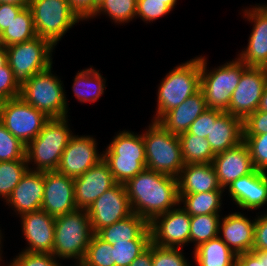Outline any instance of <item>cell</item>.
<instances>
[{"mask_svg":"<svg viewBox=\"0 0 267 266\" xmlns=\"http://www.w3.org/2000/svg\"><path fill=\"white\" fill-rule=\"evenodd\" d=\"M124 186L133 213L148 223L179 205L176 177L145 169Z\"/></svg>","mask_w":267,"mask_h":266,"instance_id":"obj_1","label":"cell"},{"mask_svg":"<svg viewBox=\"0 0 267 266\" xmlns=\"http://www.w3.org/2000/svg\"><path fill=\"white\" fill-rule=\"evenodd\" d=\"M68 116L50 118L36 138L26 145L25 157L30 170L56 171L61 155L73 133L68 126Z\"/></svg>","mask_w":267,"mask_h":266,"instance_id":"obj_2","label":"cell"},{"mask_svg":"<svg viewBox=\"0 0 267 266\" xmlns=\"http://www.w3.org/2000/svg\"><path fill=\"white\" fill-rule=\"evenodd\" d=\"M93 234L87 210L76 209L55 217L52 254L59 259L75 260L74 266H78L85 257Z\"/></svg>","mask_w":267,"mask_h":266,"instance_id":"obj_3","label":"cell"},{"mask_svg":"<svg viewBox=\"0 0 267 266\" xmlns=\"http://www.w3.org/2000/svg\"><path fill=\"white\" fill-rule=\"evenodd\" d=\"M103 160L108 164L116 183L125 184L146 169L143 133L130 130L117 133L106 150Z\"/></svg>","mask_w":267,"mask_h":266,"instance_id":"obj_4","label":"cell"},{"mask_svg":"<svg viewBox=\"0 0 267 266\" xmlns=\"http://www.w3.org/2000/svg\"><path fill=\"white\" fill-rule=\"evenodd\" d=\"M200 81V56L170 70L159 84L156 115L152 121L158 122L168 111L198 92Z\"/></svg>","mask_w":267,"mask_h":266,"instance_id":"obj_5","label":"cell"},{"mask_svg":"<svg viewBox=\"0 0 267 266\" xmlns=\"http://www.w3.org/2000/svg\"><path fill=\"white\" fill-rule=\"evenodd\" d=\"M146 169L178 177L184 162L178 135L167 131L160 123L152 121L143 132Z\"/></svg>","mask_w":267,"mask_h":266,"instance_id":"obj_6","label":"cell"},{"mask_svg":"<svg viewBox=\"0 0 267 266\" xmlns=\"http://www.w3.org/2000/svg\"><path fill=\"white\" fill-rule=\"evenodd\" d=\"M207 59L200 56L201 81L200 90L204 95L208 109L228 112L232 93L247 67L237 57L223 65L207 69Z\"/></svg>","mask_w":267,"mask_h":266,"instance_id":"obj_7","label":"cell"},{"mask_svg":"<svg viewBox=\"0 0 267 266\" xmlns=\"http://www.w3.org/2000/svg\"><path fill=\"white\" fill-rule=\"evenodd\" d=\"M47 70L33 75L21 86L20 97L49 118L68 116V102L61 78Z\"/></svg>","mask_w":267,"mask_h":266,"instance_id":"obj_8","label":"cell"},{"mask_svg":"<svg viewBox=\"0 0 267 266\" xmlns=\"http://www.w3.org/2000/svg\"><path fill=\"white\" fill-rule=\"evenodd\" d=\"M29 8L37 36L54 47L73 25L82 21L68 0H30Z\"/></svg>","mask_w":267,"mask_h":266,"instance_id":"obj_9","label":"cell"},{"mask_svg":"<svg viewBox=\"0 0 267 266\" xmlns=\"http://www.w3.org/2000/svg\"><path fill=\"white\" fill-rule=\"evenodd\" d=\"M54 46L39 36L6 47L7 61L17 83L22 86L33 75L47 70L52 66Z\"/></svg>","mask_w":267,"mask_h":266,"instance_id":"obj_10","label":"cell"},{"mask_svg":"<svg viewBox=\"0 0 267 266\" xmlns=\"http://www.w3.org/2000/svg\"><path fill=\"white\" fill-rule=\"evenodd\" d=\"M49 119L20 96L0 102V122L25 146L38 136Z\"/></svg>","mask_w":267,"mask_h":266,"instance_id":"obj_11","label":"cell"},{"mask_svg":"<svg viewBox=\"0 0 267 266\" xmlns=\"http://www.w3.org/2000/svg\"><path fill=\"white\" fill-rule=\"evenodd\" d=\"M267 85L265 67L247 66L232 93L228 113L244 120L258 110L263 90Z\"/></svg>","mask_w":267,"mask_h":266,"instance_id":"obj_12","label":"cell"},{"mask_svg":"<svg viewBox=\"0 0 267 266\" xmlns=\"http://www.w3.org/2000/svg\"><path fill=\"white\" fill-rule=\"evenodd\" d=\"M179 205L156 216L149 223L151 241L154 245L165 248H182L190 243V215L181 204Z\"/></svg>","mask_w":267,"mask_h":266,"instance_id":"obj_13","label":"cell"},{"mask_svg":"<svg viewBox=\"0 0 267 266\" xmlns=\"http://www.w3.org/2000/svg\"><path fill=\"white\" fill-rule=\"evenodd\" d=\"M93 233L130 216L133 211L124 184L116 183L87 209Z\"/></svg>","mask_w":267,"mask_h":266,"instance_id":"obj_14","label":"cell"},{"mask_svg":"<svg viewBox=\"0 0 267 266\" xmlns=\"http://www.w3.org/2000/svg\"><path fill=\"white\" fill-rule=\"evenodd\" d=\"M103 159V153L98 152L96 139L87 135H73L64 149L57 172L76 178L83 175L91 167Z\"/></svg>","mask_w":267,"mask_h":266,"instance_id":"obj_15","label":"cell"},{"mask_svg":"<svg viewBox=\"0 0 267 266\" xmlns=\"http://www.w3.org/2000/svg\"><path fill=\"white\" fill-rule=\"evenodd\" d=\"M41 209L53 217L76 210L74 178L57 171L44 172V195Z\"/></svg>","mask_w":267,"mask_h":266,"instance_id":"obj_16","label":"cell"},{"mask_svg":"<svg viewBox=\"0 0 267 266\" xmlns=\"http://www.w3.org/2000/svg\"><path fill=\"white\" fill-rule=\"evenodd\" d=\"M244 17L253 24L248 45L238 55L246 66L267 67V10L260 5L245 8Z\"/></svg>","mask_w":267,"mask_h":266,"instance_id":"obj_17","label":"cell"},{"mask_svg":"<svg viewBox=\"0 0 267 266\" xmlns=\"http://www.w3.org/2000/svg\"><path fill=\"white\" fill-rule=\"evenodd\" d=\"M23 236L30 253H51L55 235V217L40 209L20 216Z\"/></svg>","mask_w":267,"mask_h":266,"instance_id":"obj_18","label":"cell"},{"mask_svg":"<svg viewBox=\"0 0 267 266\" xmlns=\"http://www.w3.org/2000/svg\"><path fill=\"white\" fill-rule=\"evenodd\" d=\"M115 184L108 164L102 159L83 175L74 178L77 209L87 210L97 198Z\"/></svg>","mask_w":267,"mask_h":266,"instance_id":"obj_19","label":"cell"},{"mask_svg":"<svg viewBox=\"0 0 267 266\" xmlns=\"http://www.w3.org/2000/svg\"><path fill=\"white\" fill-rule=\"evenodd\" d=\"M211 164L223 189H226L236 179L255 170L249 148L244 141L231 149L216 154Z\"/></svg>","mask_w":267,"mask_h":266,"instance_id":"obj_20","label":"cell"},{"mask_svg":"<svg viewBox=\"0 0 267 266\" xmlns=\"http://www.w3.org/2000/svg\"><path fill=\"white\" fill-rule=\"evenodd\" d=\"M225 190L237 207L257 210L267 204V172L255 169L233 181Z\"/></svg>","mask_w":267,"mask_h":266,"instance_id":"obj_21","label":"cell"},{"mask_svg":"<svg viewBox=\"0 0 267 266\" xmlns=\"http://www.w3.org/2000/svg\"><path fill=\"white\" fill-rule=\"evenodd\" d=\"M44 195V172L28 169L4 202L12 208L19 217L41 209Z\"/></svg>","mask_w":267,"mask_h":266,"instance_id":"obj_22","label":"cell"},{"mask_svg":"<svg viewBox=\"0 0 267 266\" xmlns=\"http://www.w3.org/2000/svg\"><path fill=\"white\" fill-rule=\"evenodd\" d=\"M221 219L218 236L223 242L236 255L252 251L255 219L250 220L241 212L229 213Z\"/></svg>","mask_w":267,"mask_h":266,"instance_id":"obj_23","label":"cell"},{"mask_svg":"<svg viewBox=\"0 0 267 266\" xmlns=\"http://www.w3.org/2000/svg\"><path fill=\"white\" fill-rule=\"evenodd\" d=\"M178 180V194H195L223 189L211 163L185 164Z\"/></svg>","mask_w":267,"mask_h":266,"instance_id":"obj_24","label":"cell"},{"mask_svg":"<svg viewBox=\"0 0 267 266\" xmlns=\"http://www.w3.org/2000/svg\"><path fill=\"white\" fill-rule=\"evenodd\" d=\"M207 109L204 95L199 90L179 106L168 111L158 123L170 133L179 136L187 132L190 125Z\"/></svg>","mask_w":267,"mask_h":266,"instance_id":"obj_25","label":"cell"},{"mask_svg":"<svg viewBox=\"0 0 267 266\" xmlns=\"http://www.w3.org/2000/svg\"><path fill=\"white\" fill-rule=\"evenodd\" d=\"M215 154L239 145L243 139V120L223 112L216 121H211L210 135L206 137Z\"/></svg>","mask_w":267,"mask_h":266,"instance_id":"obj_26","label":"cell"},{"mask_svg":"<svg viewBox=\"0 0 267 266\" xmlns=\"http://www.w3.org/2000/svg\"><path fill=\"white\" fill-rule=\"evenodd\" d=\"M95 234L111 245L128 240H151L149 223L135 213L98 230Z\"/></svg>","mask_w":267,"mask_h":266,"instance_id":"obj_27","label":"cell"},{"mask_svg":"<svg viewBox=\"0 0 267 266\" xmlns=\"http://www.w3.org/2000/svg\"><path fill=\"white\" fill-rule=\"evenodd\" d=\"M198 266H236L237 255L217 236L193 249Z\"/></svg>","mask_w":267,"mask_h":266,"instance_id":"obj_28","label":"cell"},{"mask_svg":"<svg viewBox=\"0 0 267 266\" xmlns=\"http://www.w3.org/2000/svg\"><path fill=\"white\" fill-rule=\"evenodd\" d=\"M106 79L93 67L78 71L72 86L74 96L83 103L96 102L106 88Z\"/></svg>","mask_w":267,"mask_h":266,"instance_id":"obj_29","label":"cell"},{"mask_svg":"<svg viewBox=\"0 0 267 266\" xmlns=\"http://www.w3.org/2000/svg\"><path fill=\"white\" fill-rule=\"evenodd\" d=\"M225 190H216L195 194H178L179 204L190 216L201 214H220L222 195Z\"/></svg>","mask_w":267,"mask_h":266,"instance_id":"obj_30","label":"cell"},{"mask_svg":"<svg viewBox=\"0 0 267 266\" xmlns=\"http://www.w3.org/2000/svg\"><path fill=\"white\" fill-rule=\"evenodd\" d=\"M36 36L31 10L25 7L12 20L9 27L0 34V44L8 47L31 40Z\"/></svg>","mask_w":267,"mask_h":266,"instance_id":"obj_31","label":"cell"},{"mask_svg":"<svg viewBox=\"0 0 267 266\" xmlns=\"http://www.w3.org/2000/svg\"><path fill=\"white\" fill-rule=\"evenodd\" d=\"M184 164L212 163L215 153L206 138L188 132L178 136Z\"/></svg>","mask_w":267,"mask_h":266,"instance_id":"obj_32","label":"cell"},{"mask_svg":"<svg viewBox=\"0 0 267 266\" xmlns=\"http://www.w3.org/2000/svg\"><path fill=\"white\" fill-rule=\"evenodd\" d=\"M221 217L219 214L190 216V243H195L194 249L218 236Z\"/></svg>","mask_w":267,"mask_h":266,"instance_id":"obj_33","label":"cell"},{"mask_svg":"<svg viewBox=\"0 0 267 266\" xmlns=\"http://www.w3.org/2000/svg\"><path fill=\"white\" fill-rule=\"evenodd\" d=\"M137 0H103L91 17L94 19L100 14L108 15L114 23H128L136 18Z\"/></svg>","mask_w":267,"mask_h":266,"instance_id":"obj_34","label":"cell"},{"mask_svg":"<svg viewBox=\"0 0 267 266\" xmlns=\"http://www.w3.org/2000/svg\"><path fill=\"white\" fill-rule=\"evenodd\" d=\"M28 169L26 160L0 162V198L8 199Z\"/></svg>","mask_w":267,"mask_h":266,"instance_id":"obj_35","label":"cell"},{"mask_svg":"<svg viewBox=\"0 0 267 266\" xmlns=\"http://www.w3.org/2000/svg\"><path fill=\"white\" fill-rule=\"evenodd\" d=\"M78 266H115L112 245L94 233L85 257Z\"/></svg>","mask_w":267,"mask_h":266,"instance_id":"obj_36","label":"cell"},{"mask_svg":"<svg viewBox=\"0 0 267 266\" xmlns=\"http://www.w3.org/2000/svg\"><path fill=\"white\" fill-rule=\"evenodd\" d=\"M152 243L151 240H128L115 242L114 250L115 266H129Z\"/></svg>","mask_w":267,"mask_h":266,"instance_id":"obj_37","label":"cell"},{"mask_svg":"<svg viewBox=\"0 0 267 266\" xmlns=\"http://www.w3.org/2000/svg\"><path fill=\"white\" fill-rule=\"evenodd\" d=\"M26 146L0 122V162L26 160Z\"/></svg>","mask_w":267,"mask_h":266,"instance_id":"obj_38","label":"cell"},{"mask_svg":"<svg viewBox=\"0 0 267 266\" xmlns=\"http://www.w3.org/2000/svg\"><path fill=\"white\" fill-rule=\"evenodd\" d=\"M243 139L249 148L254 168L267 172V133L243 135Z\"/></svg>","mask_w":267,"mask_h":266,"instance_id":"obj_39","label":"cell"},{"mask_svg":"<svg viewBox=\"0 0 267 266\" xmlns=\"http://www.w3.org/2000/svg\"><path fill=\"white\" fill-rule=\"evenodd\" d=\"M182 248L159 247L152 243V266H190Z\"/></svg>","mask_w":267,"mask_h":266,"instance_id":"obj_40","label":"cell"},{"mask_svg":"<svg viewBox=\"0 0 267 266\" xmlns=\"http://www.w3.org/2000/svg\"><path fill=\"white\" fill-rule=\"evenodd\" d=\"M170 11L167 0H137L136 18L140 17L144 22L151 23Z\"/></svg>","mask_w":267,"mask_h":266,"instance_id":"obj_41","label":"cell"},{"mask_svg":"<svg viewBox=\"0 0 267 266\" xmlns=\"http://www.w3.org/2000/svg\"><path fill=\"white\" fill-rule=\"evenodd\" d=\"M7 266H63L51 253H30L21 251Z\"/></svg>","mask_w":267,"mask_h":266,"instance_id":"obj_42","label":"cell"},{"mask_svg":"<svg viewBox=\"0 0 267 266\" xmlns=\"http://www.w3.org/2000/svg\"><path fill=\"white\" fill-rule=\"evenodd\" d=\"M20 90L21 86L15 80L13 71L7 63L4 71H0V102L19 97Z\"/></svg>","mask_w":267,"mask_h":266,"instance_id":"obj_43","label":"cell"},{"mask_svg":"<svg viewBox=\"0 0 267 266\" xmlns=\"http://www.w3.org/2000/svg\"><path fill=\"white\" fill-rule=\"evenodd\" d=\"M223 112L219 110L207 109L201 113L198 118L190 125L187 130L188 133L206 138L210 135L211 121H216V119Z\"/></svg>","mask_w":267,"mask_h":266,"instance_id":"obj_44","label":"cell"},{"mask_svg":"<svg viewBox=\"0 0 267 266\" xmlns=\"http://www.w3.org/2000/svg\"><path fill=\"white\" fill-rule=\"evenodd\" d=\"M267 133V112L256 110L243 120V135Z\"/></svg>","mask_w":267,"mask_h":266,"instance_id":"obj_45","label":"cell"},{"mask_svg":"<svg viewBox=\"0 0 267 266\" xmlns=\"http://www.w3.org/2000/svg\"><path fill=\"white\" fill-rule=\"evenodd\" d=\"M267 250V213L255 217L252 251Z\"/></svg>","mask_w":267,"mask_h":266,"instance_id":"obj_46","label":"cell"},{"mask_svg":"<svg viewBox=\"0 0 267 266\" xmlns=\"http://www.w3.org/2000/svg\"><path fill=\"white\" fill-rule=\"evenodd\" d=\"M68 2L82 21L89 18L91 19L97 9L94 0H68Z\"/></svg>","mask_w":267,"mask_h":266,"instance_id":"obj_47","label":"cell"},{"mask_svg":"<svg viewBox=\"0 0 267 266\" xmlns=\"http://www.w3.org/2000/svg\"><path fill=\"white\" fill-rule=\"evenodd\" d=\"M23 8L15 4L0 3V34L9 27V24Z\"/></svg>","mask_w":267,"mask_h":266,"instance_id":"obj_48","label":"cell"},{"mask_svg":"<svg viewBox=\"0 0 267 266\" xmlns=\"http://www.w3.org/2000/svg\"><path fill=\"white\" fill-rule=\"evenodd\" d=\"M236 266H266L265 258H258L252 251L238 254Z\"/></svg>","mask_w":267,"mask_h":266,"instance_id":"obj_49","label":"cell"},{"mask_svg":"<svg viewBox=\"0 0 267 266\" xmlns=\"http://www.w3.org/2000/svg\"><path fill=\"white\" fill-rule=\"evenodd\" d=\"M129 266H152V243Z\"/></svg>","mask_w":267,"mask_h":266,"instance_id":"obj_50","label":"cell"},{"mask_svg":"<svg viewBox=\"0 0 267 266\" xmlns=\"http://www.w3.org/2000/svg\"><path fill=\"white\" fill-rule=\"evenodd\" d=\"M7 63V49L4 45L0 44V71H4V66Z\"/></svg>","mask_w":267,"mask_h":266,"instance_id":"obj_51","label":"cell"},{"mask_svg":"<svg viewBox=\"0 0 267 266\" xmlns=\"http://www.w3.org/2000/svg\"><path fill=\"white\" fill-rule=\"evenodd\" d=\"M258 110L267 112V85L265 86L262 97L260 99V103L258 106Z\"/></svg>","mask_w":267,"mask_h":266,"instance_id":"obj_52","label":"cell"},{"mask_svg":"<svg viewBox=\"0 0 267 266\" xmlns=\"http://www.w3.org/2000/svg\"><path fill=\"white\" fill-rule=\"evenodd\" d=\"M30 0H0V3L15 4L22 7H29Z\"/></svg>","mask_w":267,"mask_h":266,"instance_id":"obj_53","label":"cell"},{"mask_svg":"<svg viewBox=\"0 0 267 266\" xmlns=\"http://www.w3.org/2000/svg\"><path fill=\"white\" fill-rule=\"evenodd\" d=\"M258 258H265V265L267 266V250L252 251Z\"/></svg>","mask_w":267,"mask_h":266,"instance_id":"obj_54","label":"cell"},{"mask_svg":"<svg viewBox=\"0 0 267 266\" xmlns=\"http://www.w3.org/2000/svg\"><path fill=\"white\" fill-rule=\"evenodd\" d=\"M177 3V0H167V5L173 10L175 5Z\"/></svg>","mask_w":267,"mask_h":266,"instance_id":"obj_55","label":"cell"},{"mask_svg":"<svg viewBox=\"0 0 267 266\" xmlns=\"http://www.w3.org/2000/svg\"><path fill=\"white\" fill-rule=\"evenodd\" d=\"M2 237H3V236H2L1 229H0V262L3 261V260H2V256H1V255H2V253H1V252H2V250H1V249H2V248H1V247H2V242H1V241H2V240H1ZM0 264H1V263H0ZM0 266H1V265H0Z\"/></svg>","mask_w":267,"mask_h":266,"instance_id":"obj_56","label":"cell"},{"mask_svg":"<svg viewBox=\"0 0 267 266\" xmlns=\"http://www.w3.org/2000/svg\"><path fill=\"white\" fill-rule=\"evenodd\" d=\"M103 0H94V3L98 6Z\"/></svg>","mask_w":267,"mask_h":266,"instance_id":"obj_57","label":"cell"},{"mask_svg":"<svg viewBox=\"0 0 267 266\" xmlns=\"http://www.w3.org/2000/svg\"><path fill=\"white\" fill-rule=\"evenodd\" d=\"M266 10H267V4H265V5H262Z\"/></svg>","mask_w":267,"mask_h":266,"instance_id":"obj_58","label":"cell"}]
</instances>
